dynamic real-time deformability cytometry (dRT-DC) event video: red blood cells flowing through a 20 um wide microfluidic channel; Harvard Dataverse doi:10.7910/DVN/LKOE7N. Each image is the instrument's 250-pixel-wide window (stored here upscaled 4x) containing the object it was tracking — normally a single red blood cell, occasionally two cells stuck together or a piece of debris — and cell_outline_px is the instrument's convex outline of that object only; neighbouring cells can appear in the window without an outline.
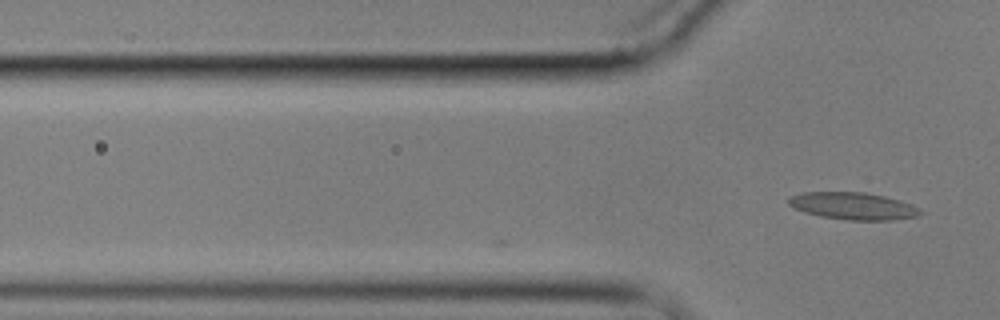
{"species": "common noctule bat (a hibernating species)", "species_latin": "Nyctalus noctula", "temperature_condition": "cold", "stored_images_in_passage": 5, "camera_frame_rate_fps": 3000, "um_per_image_px": 0.085, "animal": {"sex": "male", "body_mass_g": 17.9}, "frame": {"image": 1, "passage_image": 5, "time_ms": 4.667, "image_size_px": [1000, 320], "cell_outline_px": [[920, 212], [916, 216], [892, 220], [844, 220], [820, 216], [804, 212], [788, 204], [788, 196], [804, 192], [864, 192], [884, 196], [912, 204]], "centroid_in_image_um": [72.45, 17.5], "position_along_channel_um": 53.4, "area_um2": 20.69}}